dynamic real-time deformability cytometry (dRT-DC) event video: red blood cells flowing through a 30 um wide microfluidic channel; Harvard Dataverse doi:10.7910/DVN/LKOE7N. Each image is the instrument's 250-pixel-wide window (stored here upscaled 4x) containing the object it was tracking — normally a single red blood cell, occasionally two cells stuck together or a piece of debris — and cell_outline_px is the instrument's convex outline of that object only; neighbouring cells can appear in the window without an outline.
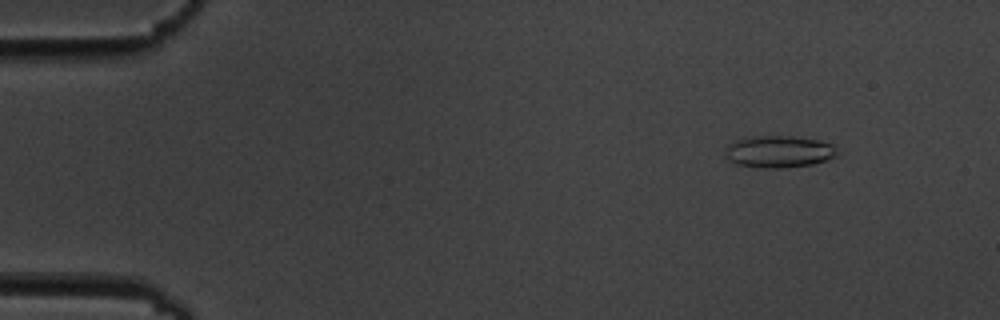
{"species": "common noctule bat (a hibernating species)", "species_latin": "Nyctalus noctula", "temperature_condition": "cold", "stored_images_in_passage": 6, "camera_frame_rate_fps": 3000, "um_per_image_px": 0.085, "animal": {"sex": "male", "body_mass_g": 19.5, "forearm_length_mm": 54.6}, "frame": {"image": 1, "passage_image": 2, "time_ms": 1.333, "image_size_px": [1000, 320], "cell_outline_px": [[840, 152], [836, 156], [828, 160], [812, 164], [784, 168], [764, 168], [736, 164], [728, 160], [724, 156], [724, 152], [736, 140], [752, 136], [792, 136], [820, 140], [832, 144]], "centroid_in_image_um": [66.24, 12.89], "position_along_channel_um": 18.8, "area_um2": 20.98}}